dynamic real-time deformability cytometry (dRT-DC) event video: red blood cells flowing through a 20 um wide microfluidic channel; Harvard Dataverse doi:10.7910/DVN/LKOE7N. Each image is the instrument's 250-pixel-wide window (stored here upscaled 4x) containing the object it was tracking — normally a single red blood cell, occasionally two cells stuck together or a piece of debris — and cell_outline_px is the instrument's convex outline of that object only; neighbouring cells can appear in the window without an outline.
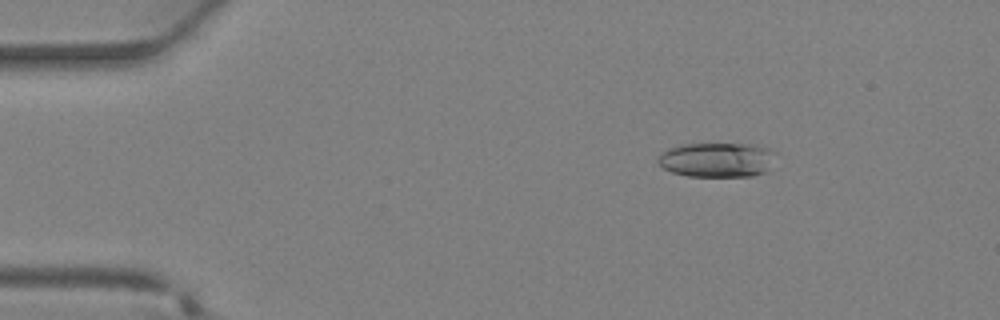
{"species": "Egyptian fruit bat (a non-hibernating species)", "species_latin": "Rousettus aegyptiacus", "temperature_condition": "warm", "stored_images_in_passage": 5, "camera_frame_rate_fps": 3000, "um_per_image_px": 0.085, "animal": {"sex": "female"}, "frame": {"image": 1, "passage_image": 1, "time_ms": 0.0, "image_size_px": [1000, 320], "cell_outline_px": [[776, 152], [768, 168], [764, 172], [752, 176], [688, 176], [672, 172], [664, 168], [656, 160], [668, 148], [684, 144], [752, 144], [768, 148]], "centroid_in_image_um": [60.94, 13.58], "position_along_channel_um": 24.1, "area_um2": 23.52}}